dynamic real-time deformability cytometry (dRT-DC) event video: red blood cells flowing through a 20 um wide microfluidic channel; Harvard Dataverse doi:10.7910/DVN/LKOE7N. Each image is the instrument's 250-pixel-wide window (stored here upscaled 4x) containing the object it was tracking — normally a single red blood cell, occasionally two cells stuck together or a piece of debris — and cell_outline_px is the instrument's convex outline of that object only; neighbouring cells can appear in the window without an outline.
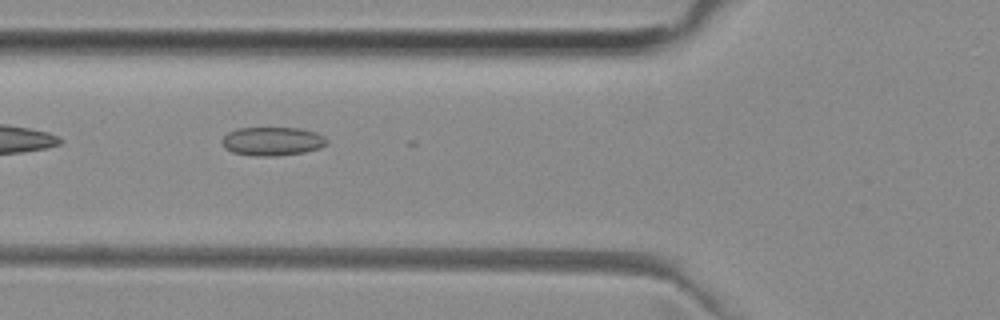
{"species": "common noctule bat (a hibernating species)", "species_latin": "Nyctalus noctula", "temperature_condition": "room temperature", "stored_images_in_passage": 36, "camera_frame_rate_fps": 3000, "um_per_image_px": 0.085, "animal": {"sex": "female", "body_mass_g": 29.2, "forearm_length_mm": 56.3}, "frame": {"image": 1, "passage_image": 3, "time_ms": 0.667, "image_size_px": [1000, 320], "cell_outline_px": [[328, 144], [320, 148], [304, 152], [276, 156], [256, 156], [232, 152], [224, 148], [220, 140], [228, 132], [236, 128], [300, 128], [316, 132], [324, 136], [328, 140]], "centroid_in_image_um": [23.15, 12.01], "position_along_channel_um": 102.7, "area_um2": 17.69}}
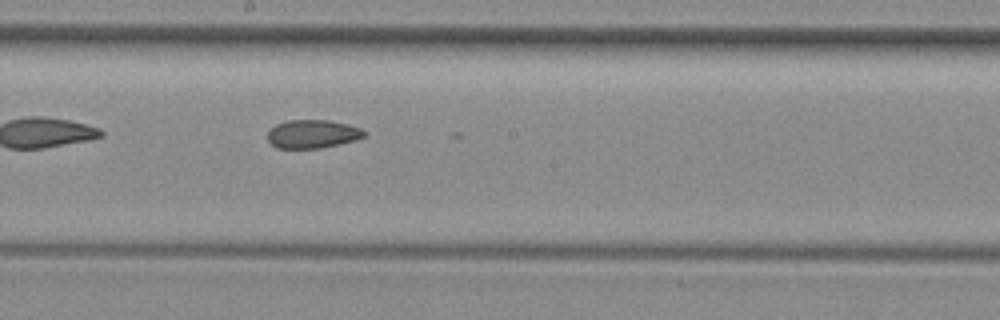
{"frame": {"image": 2, "passage_image": 12, "time_ms": 3.667, "image_size_px": [1000, 320], "cell_outline_px": [[368, 132], [364, 136], [356, 140], [340, 144], [320, 148], [276, 148], [268, 140], [268, 132], [276, 124], [288, 120], [328, 120], [348, 124], [360, 128]], "centroid_in_image_um": [26.59, 11.39], "position_along_channel_um": 221.6, "area_um2": 16.01}}
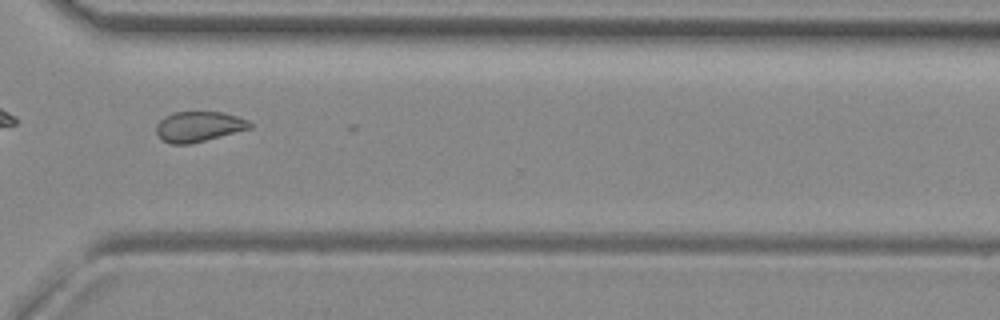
{"frame": {"image": 3, "passage_image": 22, "time_ms": 7.0, "image_size_px": [1000, 320], "cell_outline_px": [[252, 128], [188, 144], [168, 144], [156, 132], [156, 124], [164, 116], [172, 112], [220, 112], [236, 116], [248, 120], [252, 124]], "centroid_in_image_um": [16.87, 10.75], "position_along_channel_um": 353.7, "area_um2": 16.36}}